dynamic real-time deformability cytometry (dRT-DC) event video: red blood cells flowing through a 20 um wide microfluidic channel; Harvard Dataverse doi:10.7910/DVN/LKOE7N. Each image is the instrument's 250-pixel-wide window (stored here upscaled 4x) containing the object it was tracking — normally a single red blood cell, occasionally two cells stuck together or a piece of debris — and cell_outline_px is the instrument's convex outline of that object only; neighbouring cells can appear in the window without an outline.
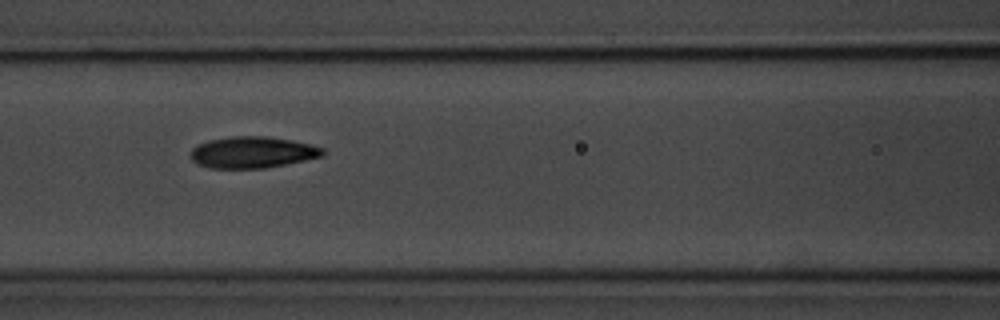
{"species": "common noctule bat (a hibernating species)", "species_latin": "Nyctalus noctula", "temperature_condition": "room temperature", "stored_images_in_passage": 7, "camera_frame_rate_fps": 3000, "um_per_image_px": 0.085, "animal": {"sex": "male", "body_mass_g": 20.1, "forearm_length_mm": 53.5}, "frame": {"image": 1, "passage_image": 6, "time_ms": 6.0, "image_size_px": [1000, 320], "cell_outline_px": [[324, 156], [264, 168], [208, 168], [196, 164], [192, 160], [192, 148], [196, 144], [208, 140], [232, 136], [268, 136], [292, 140], [312, 144], [324, 148]], "centroid_in_image_um": [21.45, 12.94], "position_along_channel_um": 145.1, "area_um2": 24.33}}
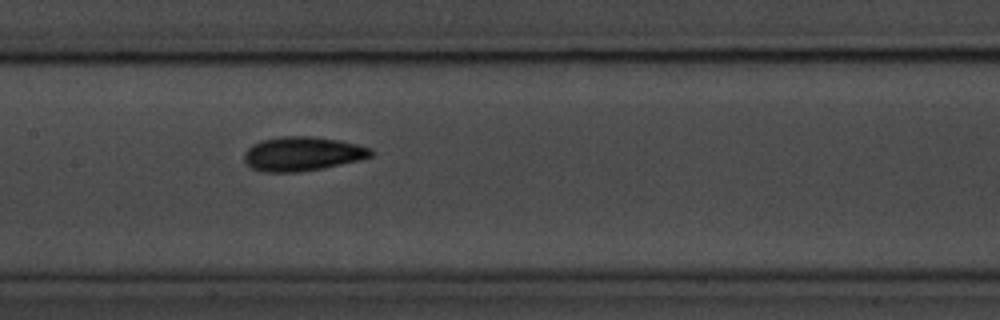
{"frame": {"image": 2, "passage_image": 7, "time_ms": 7.0, "image_size_px": [1000, 320], "cell_outline_px": [[372, 156], [360, 160], [320, 168], [296, 172], [264, 172], [252, 168], [244, 160], [244, 152], [252, 144], [260, 140], [280, 136], [312, 136], [340, 140], [372, 148]], "centroid_in_image_um": [25.68, 13.06], "position_along_channel_um": 181.7, "area_um2": 25.2}}